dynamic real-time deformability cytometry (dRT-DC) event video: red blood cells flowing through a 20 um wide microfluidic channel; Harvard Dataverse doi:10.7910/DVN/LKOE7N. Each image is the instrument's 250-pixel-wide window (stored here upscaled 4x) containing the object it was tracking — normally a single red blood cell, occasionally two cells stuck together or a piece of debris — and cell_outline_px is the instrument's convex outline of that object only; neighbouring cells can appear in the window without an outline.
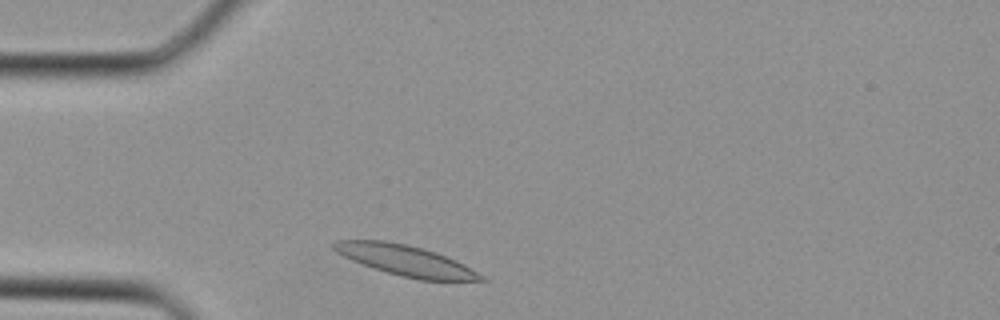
{"species": "Egyptian fruit bat (a non-hibernating species)", "species_latin": "Rousettus aegyptiacus", "temperature_condition": "cold", "stored_images_in_passage": 28, "camera_frame_rate_fps": 3000, "um_per_image_px": 0.085, "animal": {"sex": "female"}, "frame": {"image": 1, "passage_image": 2, "time_ms": 0.333, "image_size_px": [1000, 320], "cell_outline_px": [[488, 280], [420, 280], [400, 276], [352, 260], [336, 252], [328, 244], [332, 240], [384, 240], [424, 248], [436, 252], [456, 260], [464, 264], [484, 276]], "centroid_in_image_um": [34.44, 22.12], "position_along_channel_um": 50.6, "area_um2": 26.07}}
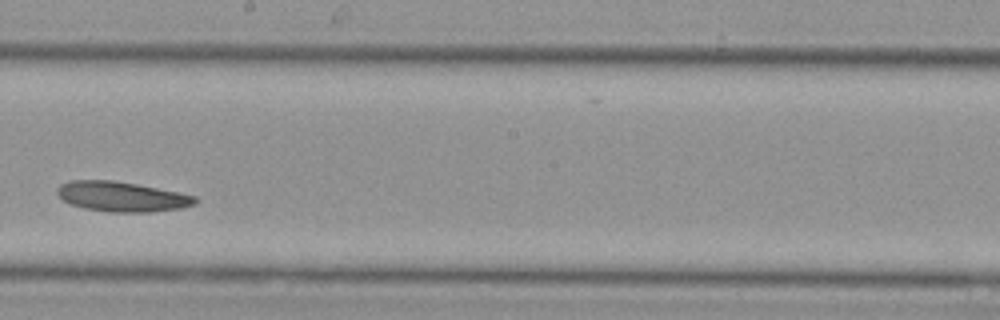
{"frame": {"image": 2, "passage_image": 13, "time_ms": 4.0, "image_size_px": [1000, 320], "cell_outline_px": [[200, 200], [196, 204], [180, 208], [148, 212], [108, 212], [84, 208], [72, 204], [64, 200], [56, 192], [56, 188], [60, 184], [72, 180], [112, 180], [136, 184], [196, 196]], "centroid_in_image_um": [10.35, 16.71], "position_along_channel_um": 237.8, "area_um2": 23.93}}
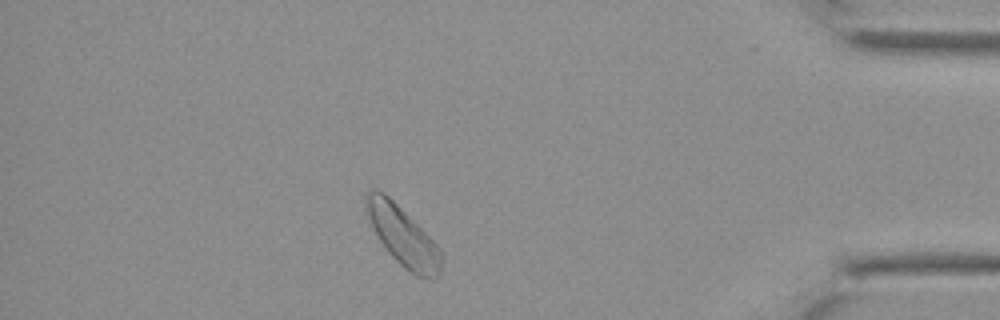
{"frame": {"image": 3, "passage_image": 24, "time_ms": 7.667, "image_size_px": [1000, 320], "cell_outline_px": [[440, 272], [432, 280], [428, 280], [416, 276], [404, 268], [388, 252], [380, 240], [368, 216], [364, 204], [364, 196], [372, 188], [376, 188], [384, 192], [440, 248]], "centroid_in_image_um": [34.21, 20.08], "position_along_channel_um": 401.0, "area_um2": 25.32}}